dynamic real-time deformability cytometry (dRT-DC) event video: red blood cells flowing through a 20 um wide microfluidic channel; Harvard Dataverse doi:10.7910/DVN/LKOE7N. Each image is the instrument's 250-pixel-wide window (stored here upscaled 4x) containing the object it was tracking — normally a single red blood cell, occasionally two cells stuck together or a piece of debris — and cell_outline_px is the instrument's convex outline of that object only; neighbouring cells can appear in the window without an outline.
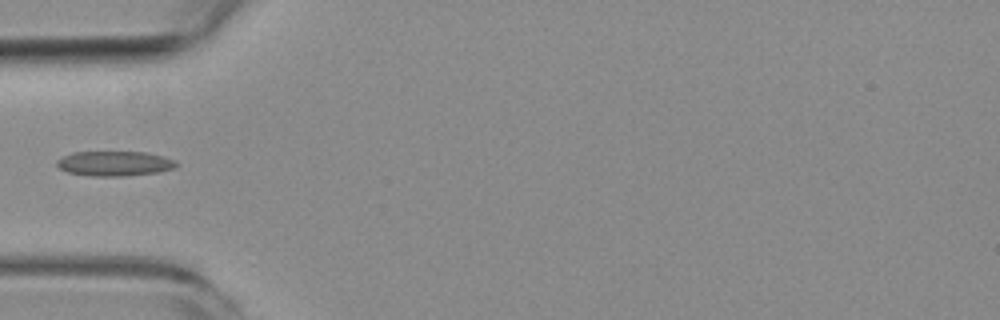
{"species": "common noctule bat (a hibernating species)", "species_latin": "Nyctalus noctula", "temperature_condition": "room temperature", "stored_images_in_passage": 6, "camera_frame_rate_fps": 3000, "um_per_image_px": 0.085, "animal": {"sex": "female", "body_mass_g": 19.3, "forearm_length_mm": 54.1}, "frame": {"image": 1, "passage_image": 5, "time_ms": 5.333, "image_size_px": [1000, 320], "cell_outline_px": [[176, 164], [172, 168], [156, 172], [124, 176], [92, 176], [68, 172], [60, 168], [56, 164], [56, 160], [72, 152], [148, 152], [164, 156], [176, 160]], "centroid_in_image_um": [9.72, 13.89], "position_along_channel_um": 75.3, "area_um2": 17.17}}
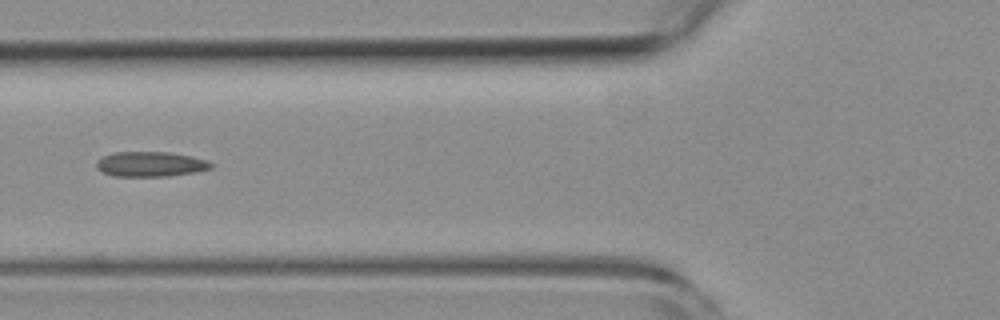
{"frame": {"image": 2, "passage_image": 6, "time_ms": 6.333, "image_size_px": [1000, 320], "cell_outline_px": [[212, 168], [196, 172], [168, 176], [112, 176], [100, 172], [96, 168], [96, 160], [112, 152], [168, 152], [192, 156], [208, 160], [212, 164]], "centroid_in_image_um": [12.76, 13.95], "position_along_channel_um": 113.0, "area_um2": 16.88}}